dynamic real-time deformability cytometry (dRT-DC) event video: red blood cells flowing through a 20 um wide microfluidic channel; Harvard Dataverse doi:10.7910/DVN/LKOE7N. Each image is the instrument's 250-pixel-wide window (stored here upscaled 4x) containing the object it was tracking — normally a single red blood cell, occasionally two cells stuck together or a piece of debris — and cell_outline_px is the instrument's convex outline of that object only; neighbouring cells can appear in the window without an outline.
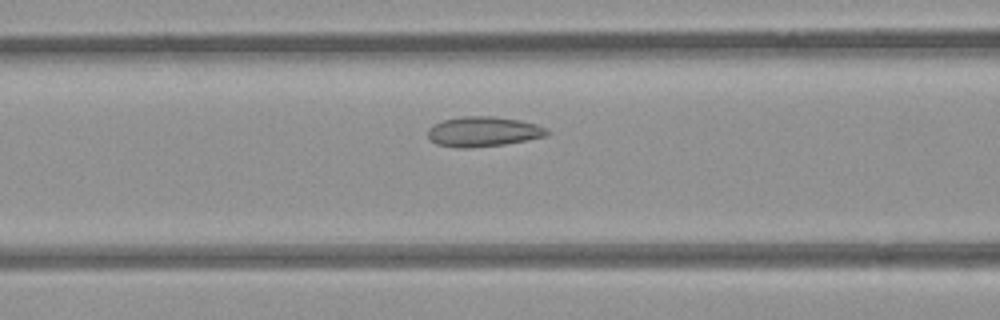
{"species": "common noctule bat (a hibernating species)", "species_latin": "Nyctalus noctula", "temperature_condition": "room temperature", "stored_images_in_passage": 31, "camera_frame_rate_fps": 3000, "um_per_image_px": 0.085, "animal": {"sex": "female", "body_mass_g": 21.9}, "frame": {"image": 1, "passage_image": 9, "time_ms": 2.667, "image_size_px": [1000, 320], "cell_outline_px": [[552, 132], [548, 136], [504, 144], [468, 148], [460, 148], [436, 144], [428, 136], [428, 128], [432, 124], [444, 120], [460, 116], [496, 116], [520, 120], [536, 124], [548, 128]], "centroid_in_image_um": [41.11, 11.18], "position_along_channel_um": 125.5, "area_um2": 21.04}}
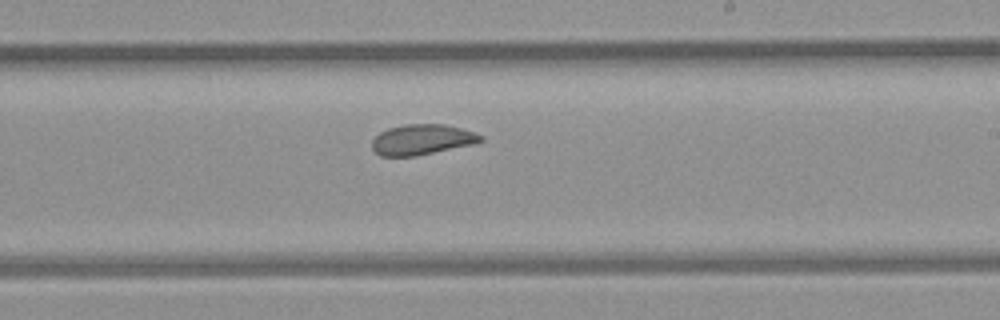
{"frame": {"image": 2, "passage_image": 19, "time_ms": 6.0, "image_size_px": [1000, 320], "cell_outline_px": [[484, 140], [476, 144], [416, 156], [380, 156], [372, 148], [372, 140], [380, 132], [388, 128], [404, 124], [444, 124], [460, 128], [484, 136]], "centroid_in_image_um": [35.88, 11.87], "position_along_channel_um": 253.1, "area_um2": 19.36}}
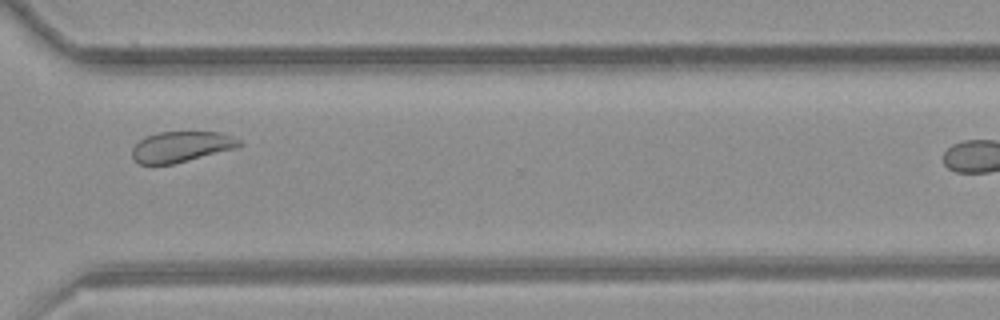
{"frame": {"image": 3, "passage_image": 27, "time_ms": 8.667, "image_size_px": [1000, 320], "cell_outline_px": [[244, 144], [236, 148], [172, 164], [140, 164], [132, 156], [132, 148], [140, 140], [148, 136], [160, 132], [220, 132], [240, 140]], "centroid_in_image_um": [15.42, 12.47], "position_along_channel_um": 355.2, "area_um2": 18.84}}